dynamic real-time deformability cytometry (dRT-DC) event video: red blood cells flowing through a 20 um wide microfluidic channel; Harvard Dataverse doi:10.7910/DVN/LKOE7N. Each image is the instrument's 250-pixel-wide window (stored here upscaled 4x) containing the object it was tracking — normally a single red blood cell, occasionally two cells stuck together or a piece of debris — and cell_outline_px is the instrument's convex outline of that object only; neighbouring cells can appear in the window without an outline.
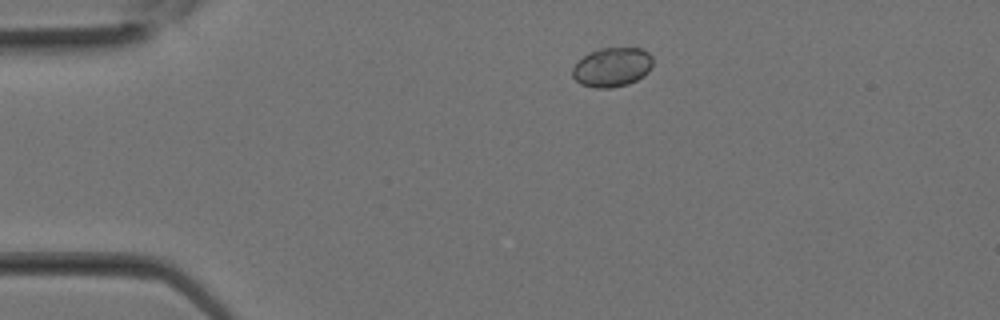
{"species": "Egyptian fruit bat (a non-hibernating species)", "species_latin": "Rousettus aegyptiacus", "temperature_condition": "room temperature", "stored_images_in_passage": 13, "camera_frame_rate_fps": 3000, "um_per_image_px": 0.085, "animal": {"sex": "female"}, "frame": {"image": 1, "passage_image": 1, "time_ms": 0.0, "image_size_px": [1000, 320], "cell_outline_px": [[652, 64], [648, 72], [644, 76], [628, 84], [612, 88], [596, 88], [580, 84], [572, 76], [572, 68], [588, 52], [600, 48], [640, 48], [648, 52], [652, 56]], "centroid_in_image_um": [52.03, 5.71], "position_along_channel_um": 33.0, "area_um2": 18.44}}
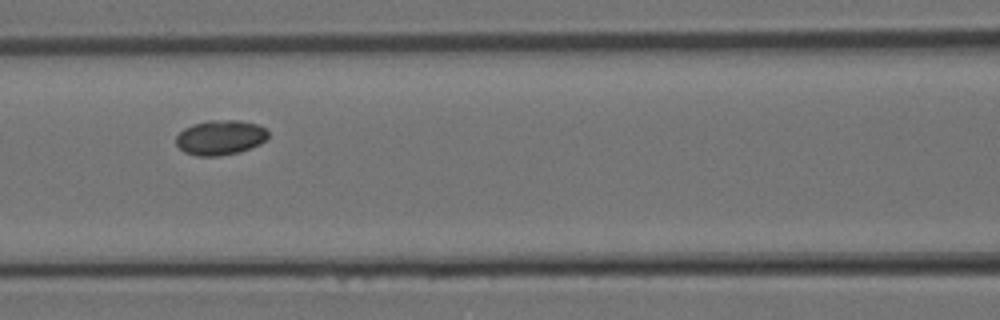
{"frame": {"image": 2, "passage_image": 8, "time_ms": 2.333, "image_size_px": [1000, 320], "cell_outline_px": [[268, 136], [260, 144], [240, 152], [220, 156], [196, 156], [184, 152], [176, 144], [176, 136], [184, 128], [192, 124], [208, 120], [240, 120], [256, 124], [264, 128], [268, 132]], "centroid_in_image_um": [18.7, 11.69], "position_along_channel_um": 147.9, "area_um2": 18.79}}
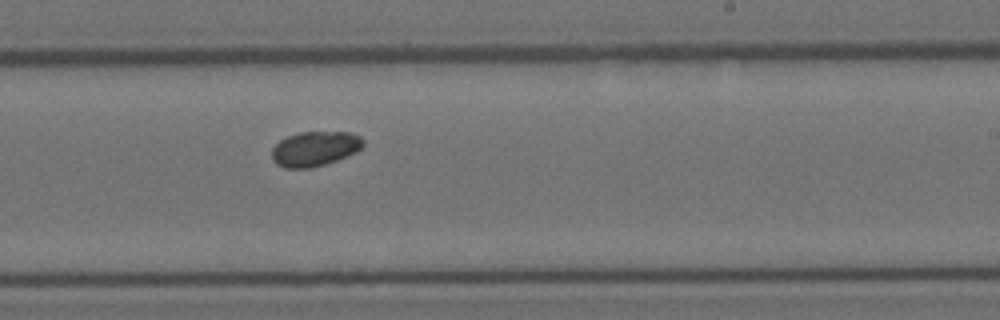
{"frame": {"image": 3, "passage_image": 13, "time_ms": 4.0, "image_size_px": [1000, 320], "cell_outline_px": [[364, 144], [356, 152], [336, 160], [312, 168], [284, 168], [276, 164], [272, 160], [272, 148], [280, 140], [288, 136], [300, 132], [348, 132], [360, 136], [364, 140]], "centroid_in_image_um": [26.74, 12.64], "position_along_channel_um": 262.3, "area_um2": 18.5}}